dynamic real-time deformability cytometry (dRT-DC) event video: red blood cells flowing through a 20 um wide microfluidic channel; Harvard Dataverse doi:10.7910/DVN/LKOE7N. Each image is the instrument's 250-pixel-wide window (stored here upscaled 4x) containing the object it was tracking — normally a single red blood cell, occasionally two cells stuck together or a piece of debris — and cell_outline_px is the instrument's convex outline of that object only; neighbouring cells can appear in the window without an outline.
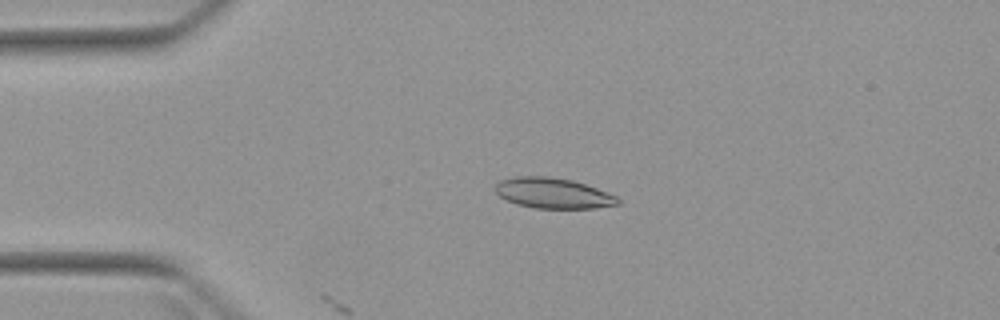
{"species": "Egyptian fruit bat (a non-hibernating species)", "species_latin": "Rousettus aegyptiacus", "temperature_condition": "warm", "stored_images_in_passage": 7, "camera_frame_rate_fps": 3000, "um_per_image_px": 0.085, "animal": {"sex": "female"}, "frame": {"image": 1, "passage_image": 2, "time_ms": 2.333, "image_size_px": [1000, 320], "cell_outline_px": [[620, 204], [596, 208], [536, 208], [516, 204], [500, 196], [496, 192], [496, 184], [500, 180], [516, 176], [548, 176], [572, 180], [596, 188], [616, 196], [620, 200]], "centroid_in_image_um": [47.01, 16.42], "position_along_channel_um": 38.0, "area_um2": 21.62}}
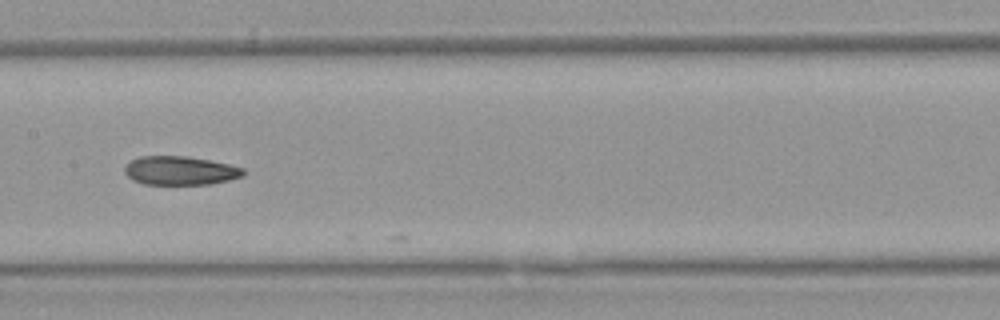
{"frame": {"image": 2, "passage_image": 6, "time_ms": 7.0, "image_size_px": [1000, 320], "cell_outline_px": [[244, 176], [212, 184], [144, 184], [132, 180], [124, 172], [124, 168], [132, 160], [140, 156], [188, 156], [228, 164], [244, 168]], "centroid_in_image_um": [15.32, 14.5], "position_along_channel_um": 192.1, "area_um2": 19.83}}